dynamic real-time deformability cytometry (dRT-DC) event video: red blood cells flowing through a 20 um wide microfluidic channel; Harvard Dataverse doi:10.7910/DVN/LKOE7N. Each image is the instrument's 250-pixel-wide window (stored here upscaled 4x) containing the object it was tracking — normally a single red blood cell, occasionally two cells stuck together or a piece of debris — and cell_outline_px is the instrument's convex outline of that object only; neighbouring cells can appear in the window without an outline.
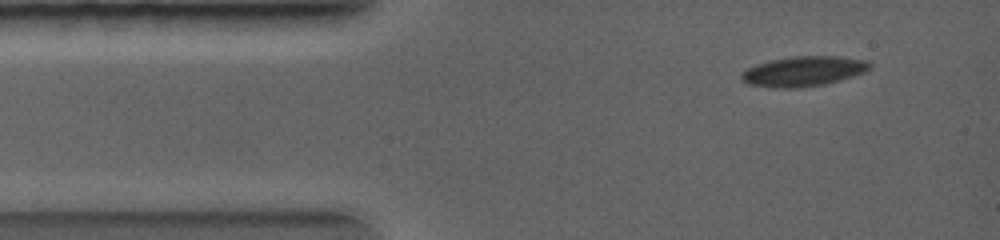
{"species": "common noctule bat (a hibernating species)", "species_latin": "Nyctalus noctula", "temperature_condition": "warm", "stored_images_in_passage": 23, "camera_frame_rate_fps": 5000, "um_per_image_px": 0.085, "animal": {"sex": "female", "body_mass_g": 19.0, "forearm_length_mm": 56.7}, "frame": {"image": 1, "passage_image": 2, "time_ms": 0.4, "image_size_px": [1000, 240], "cell_outline_px": [[872, 68], [864, 72], [840, 80], [824, 84], [796, 88], [776, 88], [748, 84], [740, 76], [748, 68], [756, 64], [768, 60], [792, 56], [840, 56], [868, 60], [872, 64]], "centroid_in_image_um": [68.33, 6.04], "position_along_channel_um": 16.7, "area_um2": 22.48}}
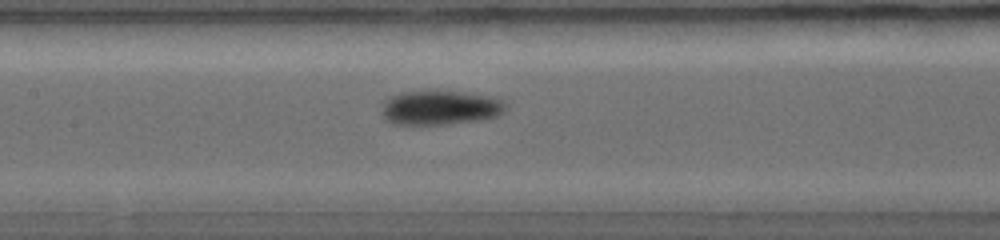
{"frame": {"image": 2, "passage_image": 12, "time_ms": 3.8, "image_size_px": [1000, 240], "cell_outline_px": [[508, 104], [504, 112], [496, 116], [480, 120], [448, 124], [392, 124], [384, 120], [384, 100], [388, 96], [400, 92], [428, 88], [432, 88], [488, 96], [504, 100]], "centroid_in_image_um": [37.4, 9.11], "position_along_channel_um": 170.0, "area_um2": 25.55}}
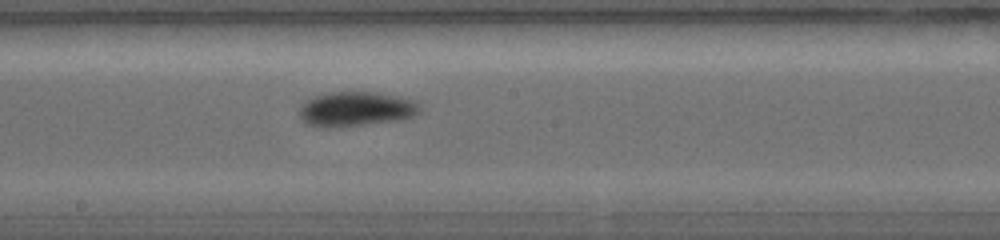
{"frame": {"image": 3, "passage_image": 14, "time_ms": 4.6, "image_size_px": [1000, 240], "cell_outline_px": [[420, 112], [412, 116], [396, 120], [340, 128], [320, 128], [304, 124], [300, 116], [300, 104], [304, 100], [316, 96], [336, 92], [376, 92], [416, 100], [420, 104]], "centroid_in_image_um": [30.21, 9.29], "position_along_channel_um": 218.0, "area_um2": 24.62}}